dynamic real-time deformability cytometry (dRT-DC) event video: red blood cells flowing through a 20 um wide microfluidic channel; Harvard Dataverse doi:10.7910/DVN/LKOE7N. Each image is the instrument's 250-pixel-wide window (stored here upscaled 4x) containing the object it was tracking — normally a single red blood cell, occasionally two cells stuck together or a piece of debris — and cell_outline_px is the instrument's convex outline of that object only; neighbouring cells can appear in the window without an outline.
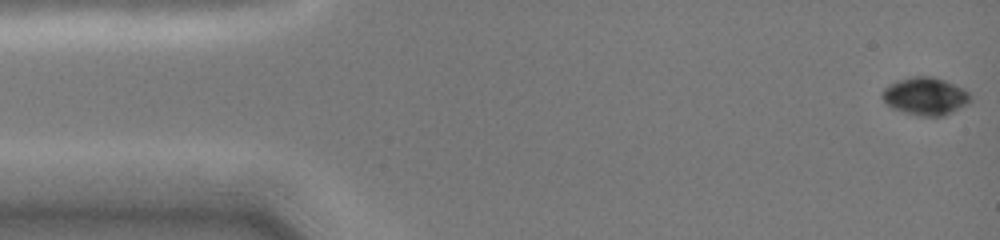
{"species": "common noctule bat (a hibernating species)", "species_latin": "Nyctalus noctula", "temperature_condition": "cold", "stored_images_in_passage": 32, "camera_frame_rate_fps": 3000, "um_per_image_px": 0.085, "animal": {"sex": "female", "body_mass_g": 19.0, "forearm_length_mm": 51.5}, "frame": {"image": 1, "passage_image": 1, "time_ms": 0.0, "image_size_px": [1000, 240], "cell_outline_px": [[972, 100], [968, 104], [944, 116], [916, 116], [892, 108], [884, 104], [880, 96], [880, 92], [888, 84], [896, 80], [908, 76], [932, 76], [944, 80], [964, 88], [972, 96]], "centroid_in_image_um": [78.61, 8.17], "position_along_channel_um": 6.4, "area_um2": 19.94}}
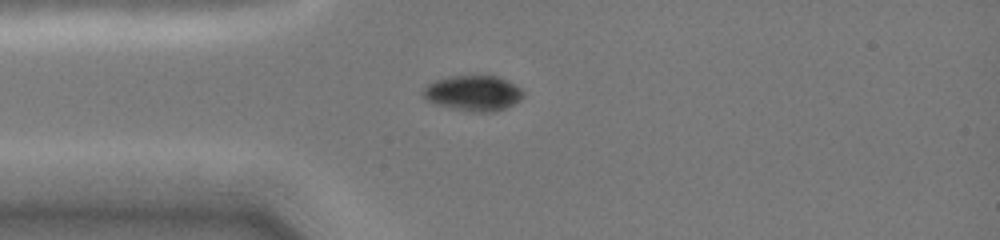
{"frame": {"image": 2, "passage_image": 27, "time_ms": 3.667, "image_size_px": [1000, 240], "cell_outline_px": [[524, 96], [520, 100], [504, 108], [492, 112], [472, 112], [432, 104], [424, 100], [420, 92], [428, 84], [436, 80], [452, 76], [496, 76], [508, 80], [520, 88], [524, 92]], "centroid_in_image_um": [40.18, 7.93], "position_along_channel_um": 44.8, "area_um2": 20.81}}